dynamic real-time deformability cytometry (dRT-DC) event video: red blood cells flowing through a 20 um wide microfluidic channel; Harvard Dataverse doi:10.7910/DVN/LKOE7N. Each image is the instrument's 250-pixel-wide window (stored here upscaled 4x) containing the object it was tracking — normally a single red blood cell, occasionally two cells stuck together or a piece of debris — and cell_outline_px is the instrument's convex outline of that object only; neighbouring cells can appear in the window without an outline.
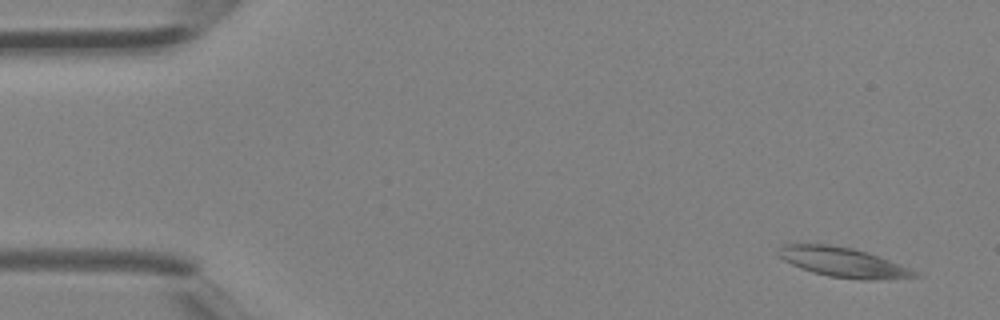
{"species": "Egyptian fruit bat (a non-hibernating species)", "species_latin": "Rousettus aegyptiacus", "temperature_condition": "room temperature", "stored_images_in_passage": 4, "camera_frame_rate_fps": 3000, "um_per_image_px": 0.085, "animal": {"sex": "female"}, "frame": {"image": 1, "passage_image": 1, "time_ms": 0.0, "image_size_px": [1000, 320], "cell_outline_px": [[924, 276], [868, 280], [828, 276], [812, 272], [800, 268], [784, 260], [776, 252], [776, 248], [784, 244], [828, 244], [852, 248], [888, 260], [908, 268]], "centroid_in_image_um": [71.59, 22.29], "position_along_channel_um": 13.4, "area_um2": 23.12}}